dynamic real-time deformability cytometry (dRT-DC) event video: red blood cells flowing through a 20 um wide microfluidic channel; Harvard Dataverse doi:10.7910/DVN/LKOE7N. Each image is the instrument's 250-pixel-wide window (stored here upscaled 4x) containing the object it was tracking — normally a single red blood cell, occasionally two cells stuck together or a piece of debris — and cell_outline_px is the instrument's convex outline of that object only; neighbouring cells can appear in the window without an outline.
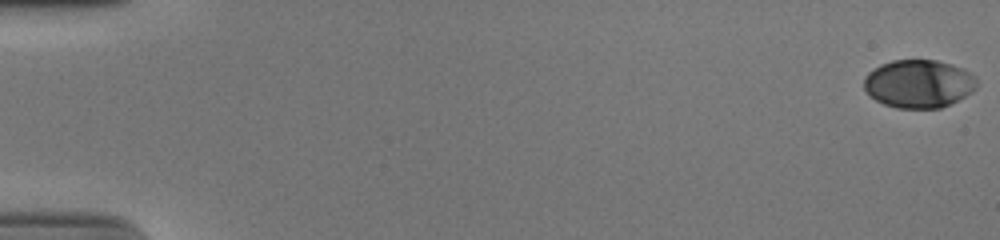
{"species": "human", "species_latin": "Homo sapiens", "temperature_condition": "cold", "stored_images_in_passage": 54, "camera_frame_rate_fps": 3000, "um_per_image_px": 0.085, "donor": {"sex": "male"}, "frame": {"image": 1, "passage_image": 1, "time_ms": 0.0, "image_size_px": [1000, 240], "cell_outline_px": [[976, 88], [972, 92], [940, 108], [896, 108], [884, 104], [876, 100], [864, 88], [864, 76], [868, 72], [880, 64], [892, 60], [936, 60], [952, 64], [964, 68], [976, 76]], "centroid_in_image_um": [78.09, 7.1], "position_along_channel_um": 6.9, "area_um2": 31.67}}
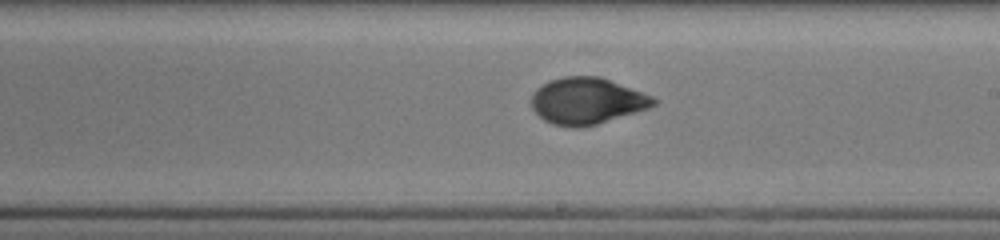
{"frame": {"image": 2, "passage_image": 33, "time_ms": 10.667, "image_size_px": [1000, 240], "cell_outline_px": [[660, 100], [656, 104], [648, 108], [596, 124], [580, 128], [572, 128], [552, 124], [544, 120], [532, 108], [532, 92], [536, 88], [548, 80], [564, 76], [600, 76], [652, 96]], "centroid_in_image_um": [49.87, 8.57], "position_along_channel_um": 239.1, "area_um2": 33.12}}
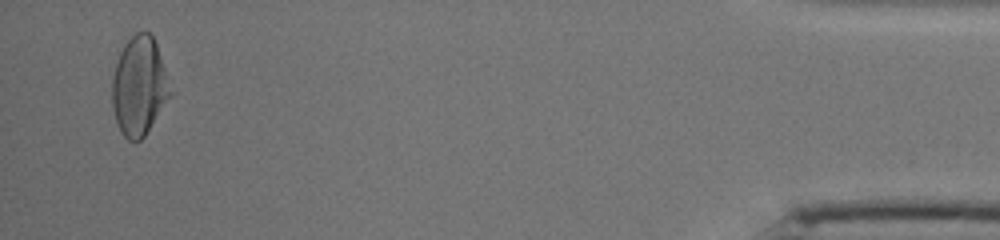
{"frame": {"image": 3, "passage_image": 53, "time_ms": 17.333, "image_size_px": [1000, 240], "cell_outline_px": [[172, 96], [144, 136], [140, 140], [128, 140], [124, 136], [116, 120], [112, 104], [112, 76], [120, 52], [124, 44], [136, 32], [148, 32], [152, 36], [156, 44], [172, 92]], "centroid_in_image_um": [11.83, 7.33], "position_along_channel_um": 423.4, "area_um2": 33.06}, "authors_computed_cell_mechanics": {"area_um2": 32.4258, "velocity_mm_per_s": 3.877, "shape_relaxation_time_tau1_ms": 3.507, "shape_relaxation_time_tau2_ms": 1.1295, "deformation_change_tau1": 0.1588, "deformation_change_tau2": 0.0486}}